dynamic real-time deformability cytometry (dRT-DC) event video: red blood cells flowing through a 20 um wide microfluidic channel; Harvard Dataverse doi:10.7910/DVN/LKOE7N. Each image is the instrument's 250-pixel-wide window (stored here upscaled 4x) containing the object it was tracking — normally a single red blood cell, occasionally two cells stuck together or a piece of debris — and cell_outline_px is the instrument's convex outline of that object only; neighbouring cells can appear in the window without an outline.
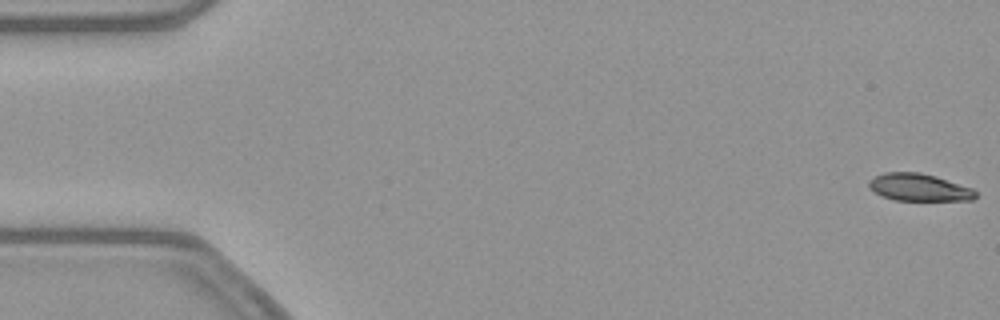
{"species": "common noctule bat (a hibernating species)", "species_latin": "Nyctalus noctula", "temperature_condition": "warm", "stored_images_in_passage": 44, "camera_frame_rate_fps": 3000, "um_per_image_px": 0.085, "animal": {"sex": "female", "body_mass_g": 21.9}, "frame": {"image": 1, "passage_image": 1, "time_ms": 0.0, "image_size_px": [1000, 320], "cell_outline_px": [[976, 196], [972, 200], [896, 200], [880, 196], [868, 188], [868, 180], [884, 172], [920, 172], [936, 176], [972, 188], [976, 192]], "centroid_in_image_um": [78.07, 15.92], "position_along_channel_um": 6.9, "area_um2": 17.05}}
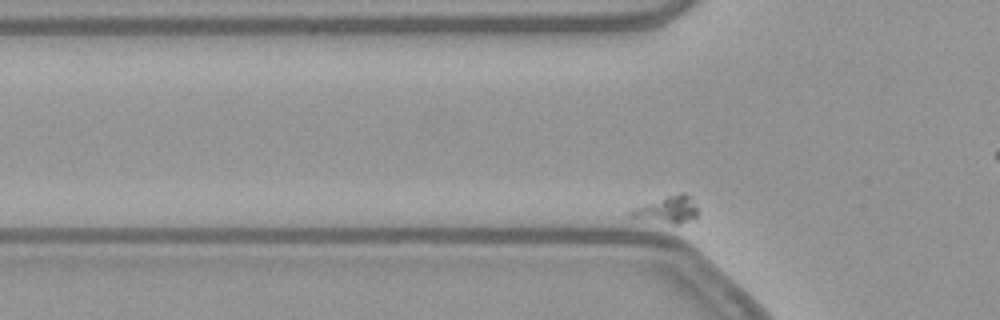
{"frame": {"image": 2, "passage_image": 12, "time_ms": 3.667, "image_size_px": [1000, 320], "cell_outline_px": [[700, 212], [696, 216], [676, 224], [672, 224], [628, 216], [628, 212], [632, 208], [680, 192], [684, 192], [688, 196]], "centroid_in_image_um": [56.7, 17.81], "position_along_channel_um": 69.1, "area_um2": 10.12}}
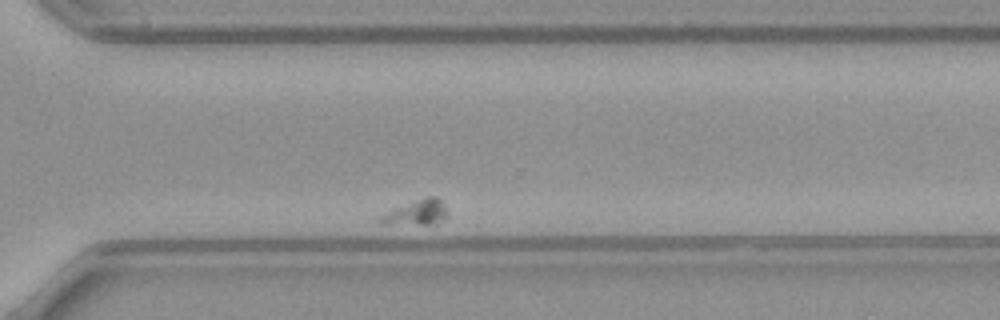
{"frame": {"image": 3, "passage_image": 42, "time_ms": 13.667, "image_size_px": [1000, 320], "cell_outline_px": [[448, 216], [444, 220], [428, 224], [380, 224], [376, 220], [376, 216], [424, 196], [436, 196], [440, 200], [448, 212]], "centroid_in_image_um": [35.35, 18.07], "position_along_channel_um": 335.3, "area_um2": 10.0}}